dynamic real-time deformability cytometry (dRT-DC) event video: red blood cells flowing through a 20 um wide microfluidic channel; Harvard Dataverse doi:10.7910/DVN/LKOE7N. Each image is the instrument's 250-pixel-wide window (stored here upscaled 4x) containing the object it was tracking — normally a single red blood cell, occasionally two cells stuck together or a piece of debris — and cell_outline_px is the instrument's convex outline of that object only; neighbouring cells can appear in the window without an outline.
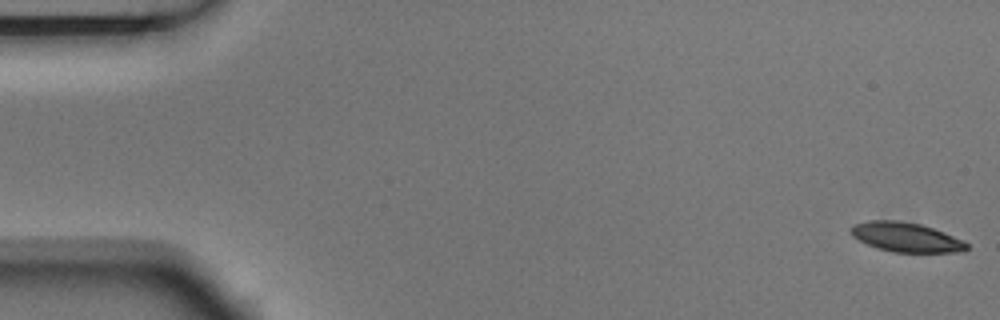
{"species": "Egyptian fruit bat (a non-hibernating species)", "species_latin": "Rousettus aegyptiacus", "temperature_condition": "room temperature", "stored_images_in_passage": 5, "camera_frame_rate_fps": 3000, "um_per_image_px": 0.085, "animal": {"sex": "male"}, "frame": {"image": 1, "passage_image": 1, "time_ms": 0.0, "image_size_px": [1000, 320], "cell_outline_px": [[968, 248], [964, 252], [892, 252], [876, 248], [852, 236], [852, 224], [868, 220], [900, 220], [920, 224], [944, 232], [964, 240], [968, 244]], "centroid_in_image_um": [77.03, 20.16], "position_along_channel_um": 8.0, "area_um2": 19.94}}
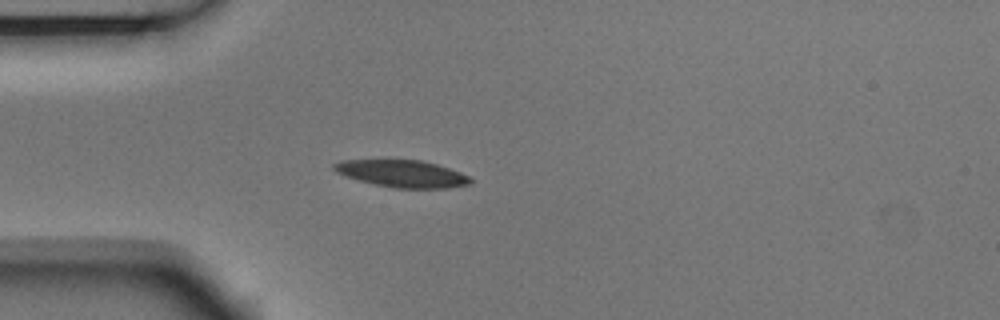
{"frame": {"image": 2, "passage_image": 5, "time_ms": 1.333, "image_size_px": [1000, 320], "cell_outline_px": [[472, 184], [448, 188], [392, 188], [360, 180], [336, 172], [332, 168], [332, 164], [340, 160], [384, 156], [420, 160], [436, 164], [460, 172], [468, 176], [472, 180]], "centroid_in_image_um": [34.11, 14.69], "position_along_channel_um": 50.9, "area_um2": 22.54}}